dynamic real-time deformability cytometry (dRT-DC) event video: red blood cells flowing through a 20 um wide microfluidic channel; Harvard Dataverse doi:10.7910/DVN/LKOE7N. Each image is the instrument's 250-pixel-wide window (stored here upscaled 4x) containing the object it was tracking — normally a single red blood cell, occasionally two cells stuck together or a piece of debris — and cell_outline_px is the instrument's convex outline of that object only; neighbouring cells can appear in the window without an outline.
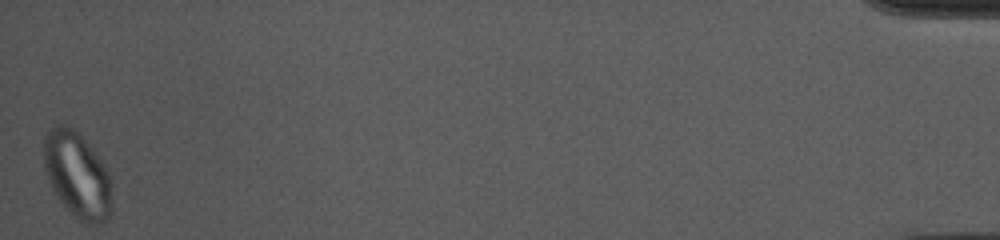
{"species": "common noctule bat (a hibernating species)", "species_latin": "Nyctalus noctula", "temperature_condition": "cold", "stored_images_in_passage": 50, "camera_frame_rate_fps": 3000, "um_per_image_px": 0.085, "animal": {"sex": "female", "body_mass_g": 10.0, "forearm_length_mm": 53.1}, "frame": {"image": 1, "passage_image": 50, "time_ms": 16.333, "image_size_px": [1000, 240], "cell_outline_px": [[112, 212], [108, 220], [100, 224], [88, 224], [80, 220], [64, 208], [52, 188], [44, 168], [44, 136], [56, 124], [64, 124], [72, 128], [88, 144], [100, 160], [108, 172], [112, 184]], "centroid_in_image_um": [6.59, 14.93], "position_along_channel_um": 428.6, "area_um2": 34.16}}